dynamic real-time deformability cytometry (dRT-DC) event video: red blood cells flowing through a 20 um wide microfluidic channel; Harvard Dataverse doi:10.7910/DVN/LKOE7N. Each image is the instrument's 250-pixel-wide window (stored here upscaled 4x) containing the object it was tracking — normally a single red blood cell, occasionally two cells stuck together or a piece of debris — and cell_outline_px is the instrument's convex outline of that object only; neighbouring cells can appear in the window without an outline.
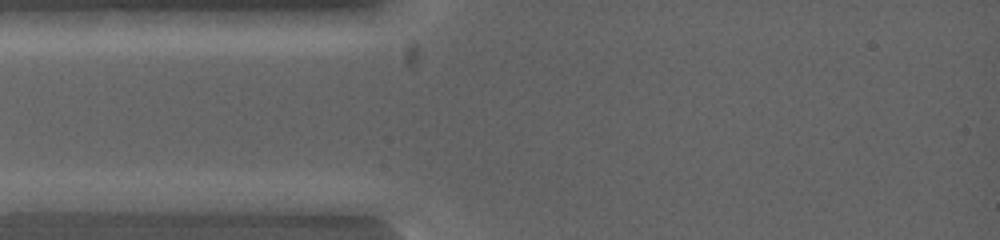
{"species": "common noctule bat (a hibernating species)", "species_latin": "Nyctalus noctula", "temperature_condition": "warm", "stored_images_in_passage": 3, "camera_frame_rate_fps": 5000, "um_per_image_px": 0.085, "animal": {"sex": "female", "body_mass_g": 19.0, "forearm_length_mm": 53.3}, "frame": {"image": 1, "passage_image": 1, "time_ms": 0.0, "image_size_px": [1000, 240], "cell_outline_px": [[104, 200], [96, 212], [16, 212], [12, 200], [96, 192]], "centroid_in_image_um": [5.15, 17.31], "position_along_channel_um": 79.8, "area_um2": 10.12}}